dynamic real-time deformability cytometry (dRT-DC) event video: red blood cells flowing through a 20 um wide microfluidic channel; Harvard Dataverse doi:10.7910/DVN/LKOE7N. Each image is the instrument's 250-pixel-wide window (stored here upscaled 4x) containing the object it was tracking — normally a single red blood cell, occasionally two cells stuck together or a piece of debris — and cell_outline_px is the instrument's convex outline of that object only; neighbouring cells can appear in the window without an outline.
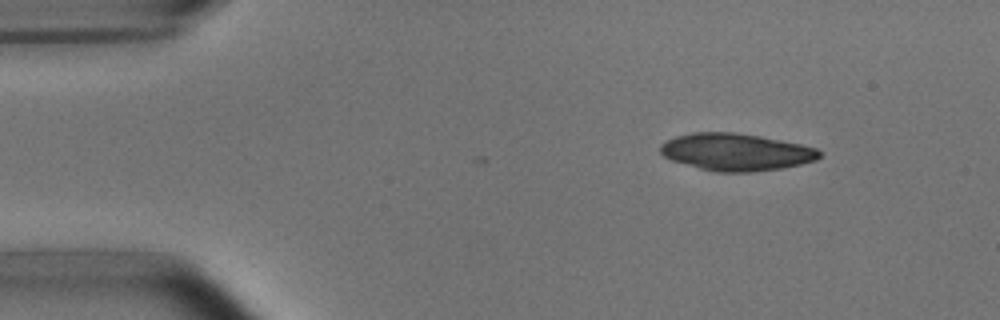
{"species": "common noctule bat (a hibernating species)", "species_latin": "Nyctalus noctula", "temperature_condition": "room temperature", "stored_images_in_passage": 4, "camera_frame_rate_fps": 3000, "um_per_image_px": 0.085, "animal": {"sex": "male", "body_mass_g": 15.6}, "frame": {"image": 1, "passage_image": 1, "time_ms": 0.0, "image_size_px": [1000, 320], "cell_outline_px": [[824, 152], [816, 160], [800, 164], [780, 168], [752, 172], [716, 172], [700, 168], [672, 160], [664, 156], [660, 152], [660, 144], [664, 140], [676, 136], [692, 132], [736, 132], [760, 136], [800, 144], [816, 148]], "centroid_in_image_um": [62.55, 12.91], "position_along_channel_um": 22.5, "area_um2": 34.51}}